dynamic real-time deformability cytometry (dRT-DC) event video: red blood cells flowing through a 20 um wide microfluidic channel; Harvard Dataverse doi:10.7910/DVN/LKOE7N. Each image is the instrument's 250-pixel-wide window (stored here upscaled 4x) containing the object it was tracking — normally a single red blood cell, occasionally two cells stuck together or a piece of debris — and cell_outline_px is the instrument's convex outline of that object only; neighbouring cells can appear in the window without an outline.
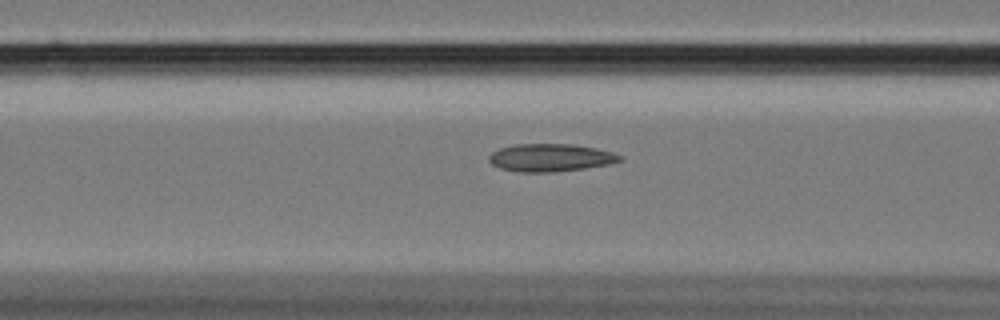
{"species": "Egyptian fruit bat (a non-hibernating species)", "species_latin": "Rousettus aegyptiacus", "temperature_condition": "cold", "stored_images_in_passage": 57, "camera_frame_rate_fps": 3000, "um_per_image_px": 0.085, "animal": {"sex": "female"}, "frame": {"image": 1, "passage_image": 24, "time_ms": 7.667, "image_size_px": [1000, 320], "cell_outline_px": [[624, 160], [608, 164], [584, 168], [552, 172], [520, 172], [500, 168], [492, 164], [488, 160], [488, 156], [492, 152], [500, 148], [512, 144], [572, 144], [596, 148], [612, 152], [624, 156]], "centroid_in_image_um": [46.79, 13.39], "position_along_channel_um": 119.8, "area_um2": 21.21}}
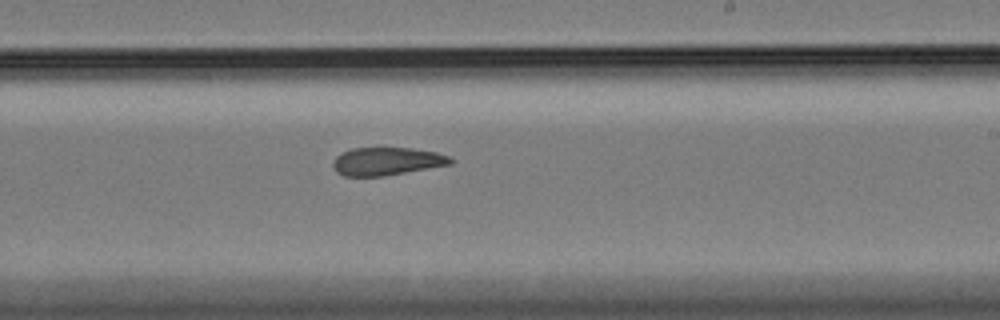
{"frame": {"image": 2, "passage_image": 36, "time_ms": 11.667, "image_size_px": [1000, 320], "cell_outline_px": [[456, 160], [452, 164], [384, 176], [344, 176], [336, 172], [332, 164], [332, 160], [340, 152], [352, 148], [380, 144], [412, 148], [436, 152], [448, 156]], "centroid_in_image_um": [32.84, 13.65], "position_along_channel_um": 256.2, "area_um2": 20.17}}
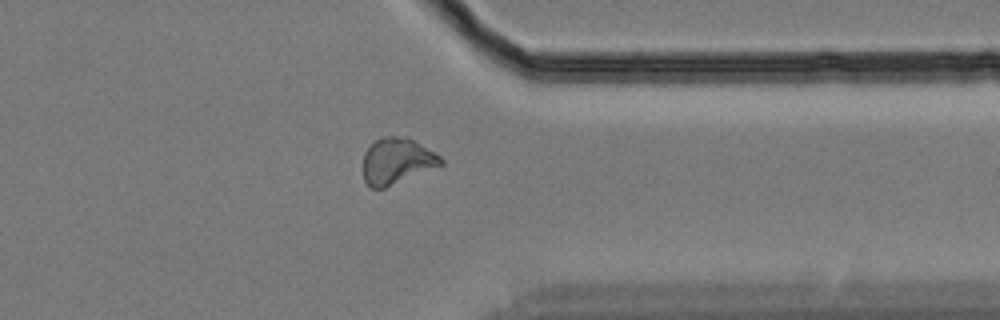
{"frame": {"image": 3, "passage_image": 47, "time_ms": 15.333, "image_size_px": [1000, 320], "cell_outline_px": [[444, 164], [384, 188], [372, 188], [364, 180], [364, 152], [380, 136], [408, 136], [440, 156], [444, 160]], "centroid_in_image_um": [33.74, 13.66], "position_along_channel_um": 377.7, "area_um2": 20.75}}